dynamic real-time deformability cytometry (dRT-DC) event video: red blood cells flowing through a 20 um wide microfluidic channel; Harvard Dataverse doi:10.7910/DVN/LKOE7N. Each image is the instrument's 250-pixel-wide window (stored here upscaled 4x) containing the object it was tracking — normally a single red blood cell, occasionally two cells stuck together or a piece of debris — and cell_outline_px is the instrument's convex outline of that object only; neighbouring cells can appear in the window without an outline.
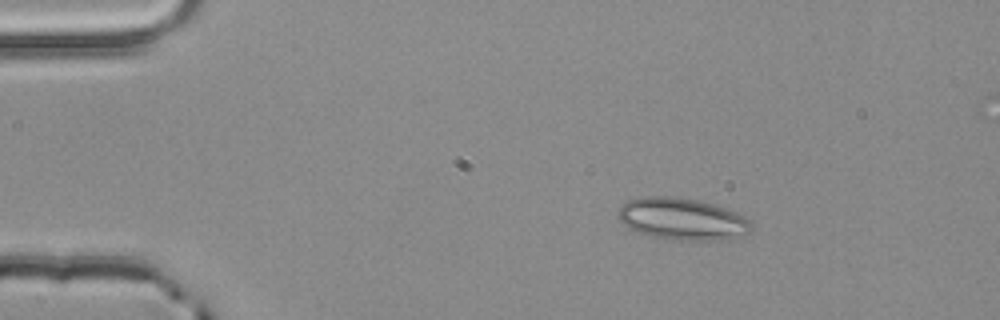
{"species": "common noctule bat (a hibernating species)", "species_latin": "Nyctalus noctula", "temperature_condition": "room temperature", "stored_images_in_passage": 2, "camera_frame_rate_fps": 3000, "um_per_image_px": 0.085, "animal": {"sex": "male", "body_mass_g": 20.4}, "frame": {"image": 1, "passage_image": 1, "time_ms": 0.0, "image_size_px": [1000, 320], "cell_outline_px": [[752, 228], [748, 232], [728, 240], [668, 240], [636, 232], [628, 228], [620, 220], [620, 204], [628, 200], [640, 196], [672, 196], [696, 200], [712, 204], [736, 212], [752, 220]], "centroid_in_image_um": [57.99, 18.62], "position_along_channel_um": 27.0, "area_um2": 32.71}}